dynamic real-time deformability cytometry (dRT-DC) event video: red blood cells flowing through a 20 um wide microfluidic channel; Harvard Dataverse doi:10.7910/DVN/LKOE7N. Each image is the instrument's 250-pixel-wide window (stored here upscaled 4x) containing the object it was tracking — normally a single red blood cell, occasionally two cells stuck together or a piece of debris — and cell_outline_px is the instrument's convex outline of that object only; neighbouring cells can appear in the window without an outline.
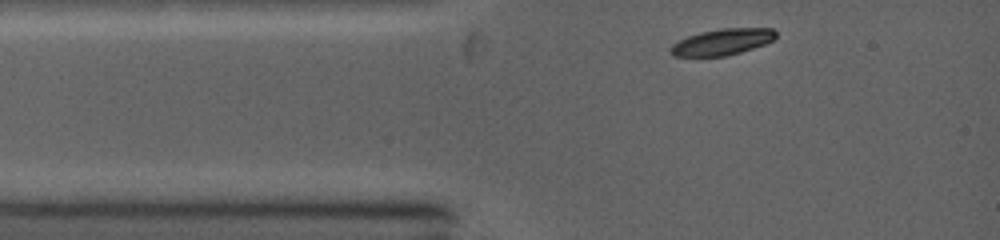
{"species": "common noctule bat (a hibernating species)", "species_latin": "Nyctalus noctula", "temperature_condition": "warm", "stored_images_in_passage": 16, "camera_frame_rate_fps": 5000, "um_per_image_px": 0.085, "animal": {"sex": "female", "body_mass_g": 19.0, "forearm_length_mm": 53.3}, "frame": {"image": 1, "passage_image": 1, "time_ms": 0.0, "image_size_px": [1000, 240], "cell_outline_px": [[776, 36], [772, 40], [764, 44], [728, 56], [672, 56], [668, 52], [668, 48], [672, 44], [688, 36], [700, 32], [720, 28], [772, 28], [776, 32]], "centroid_in_image_um": [61.34, 3.56], "position_along_channel_um": 23.7, "area_um2": 16.13}}